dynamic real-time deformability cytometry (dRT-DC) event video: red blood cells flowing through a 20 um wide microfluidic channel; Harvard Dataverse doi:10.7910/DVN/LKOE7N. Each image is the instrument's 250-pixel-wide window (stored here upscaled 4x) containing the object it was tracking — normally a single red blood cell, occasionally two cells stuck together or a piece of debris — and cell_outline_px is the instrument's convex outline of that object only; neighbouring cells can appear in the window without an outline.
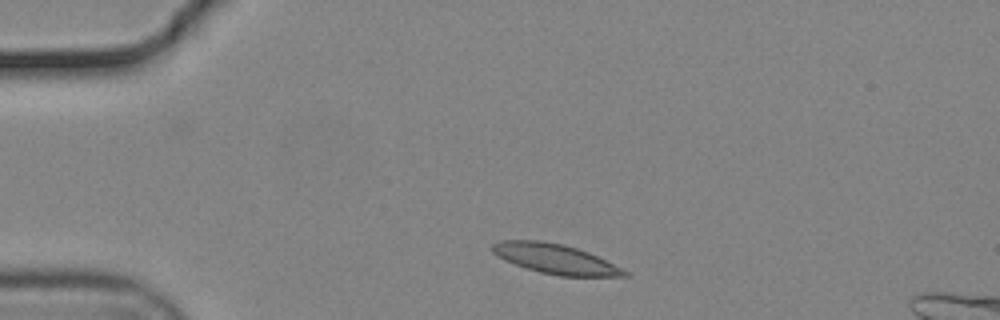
{"species": "common noctule bat (a hibernating species)", "species_latin": "Nyctalus noctula", "temperature_condition": "cold", "stored_images_in_passage": 38, "camera_frame_rate_fps": 3000, "um_per_image_px": 0.085, "animal": {"sex": "male", "body_mass_g": 19.2, "forearm_length_mm": 51.8}, "frame": {"image": 1, "passage_image": 1, "time_ms": 0.0, "image_size_px": [1000, 320], "cell_outline_px": [[628, 276], [560, 276], [540, 272], [504, 260], [492, 252], [492, 244], [500, 240], [540, 240], [564, 244], [588, 252], [628, 272]], "centroid_in_image_um": [47.15, 21.99], "position_along_channel_um": 37.9, "area_um2": 22.54}}
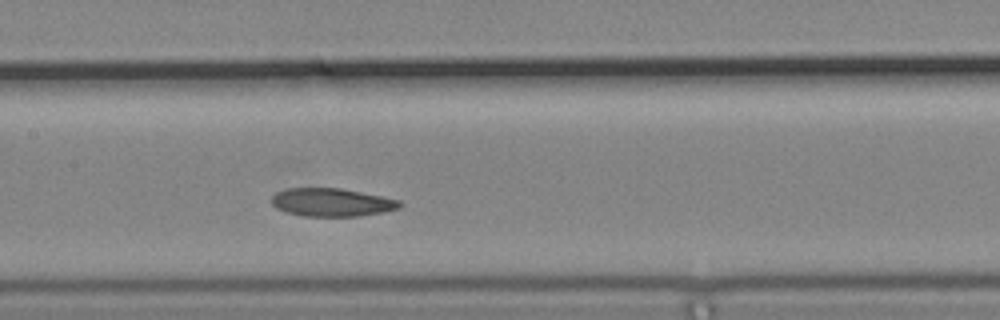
{"frame": {"image": 2, "passage_image": 16, "time_ms": 5.0, "image_size_px": [1000, 320], "cell_outline_px": [[404, 204], [400, 208], [384, 212], [360, 216], [304, 216], [284, 212], [276, 208], [272, 204], [272, 196], [276, 192], [288, 188], [340, 188], [400, 200]], "centroid_in_image_um": [28.2, 17.2], "position_along_channel_um": 179.2, "area_um2": 21.1}}
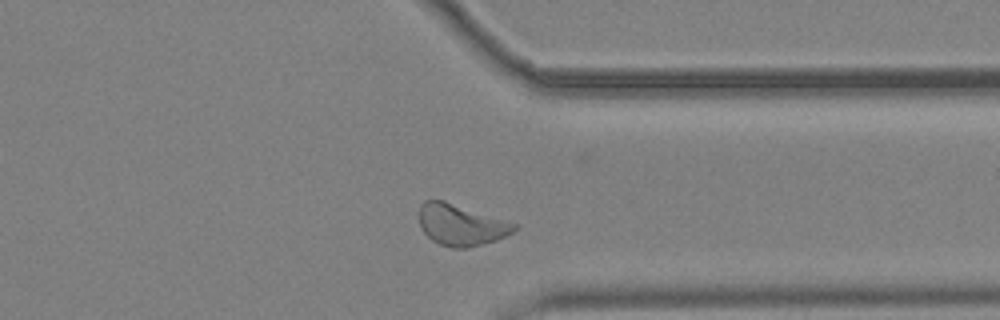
{"frame": {"image": 3, "passage_image": 32, "time_ms": 10.333, "image_size_px": [1000, 320], "cell_outline_px": [[520, 228], [496, 240], [468, 248], [452, 248], [440, 244], [432, 240], [420, 228], [420, 204], [424, 200], [444, 200], [516, 224]], "centroid_in_image_um": [39.16, 19.12], "position_along_channel_um": 372.2, "area_um2": 22.66}, "authors_computed_cell_mechanics": {"area_um2": 22.0796, "velocity_mm_per_s": 3.6478, "shape_relaxation_time_tau1_ms": 5.2211, "shape_relaxation_time_tau2_ms": null, "deformation_change_tau1": 0.1177, "deformation_change_tau2": null}}